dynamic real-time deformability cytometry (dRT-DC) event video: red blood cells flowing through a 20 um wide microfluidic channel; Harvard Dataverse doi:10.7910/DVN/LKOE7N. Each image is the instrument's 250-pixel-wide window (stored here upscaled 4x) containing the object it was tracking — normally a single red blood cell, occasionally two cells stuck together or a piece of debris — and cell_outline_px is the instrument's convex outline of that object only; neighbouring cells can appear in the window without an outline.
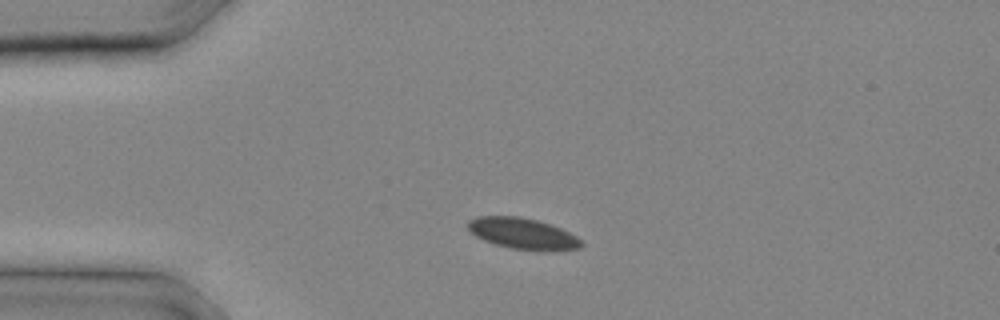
{"species": "common noctule bat (a hibernating species)", "species_latin": "Nyctalus noctula", "temperature_condition": "cold", "stored_images_in_passage": 6, "camera_frame_rate_fps": 3000, "um_per_image_px": 0.085, "animal": {"sex": "male", "body_mass_g": 20.4}, "frame": {"image": 1, "passage_image": 1, "time_ms": 0.0, "image_size_px": [1000, 320], "cell_outline_px": [[584, 244], [580, 248], [512, 248], [496, 244], [484, 240], [476, 236], [468, 228], [468, 220], [480, 216], [520, 216], [536, 220], [560, 228], [584, 240]], "centroid_in_image_um": [44.39, 19.8], "position_along_channel_um": 40.6, "area_um2": 19.59}}